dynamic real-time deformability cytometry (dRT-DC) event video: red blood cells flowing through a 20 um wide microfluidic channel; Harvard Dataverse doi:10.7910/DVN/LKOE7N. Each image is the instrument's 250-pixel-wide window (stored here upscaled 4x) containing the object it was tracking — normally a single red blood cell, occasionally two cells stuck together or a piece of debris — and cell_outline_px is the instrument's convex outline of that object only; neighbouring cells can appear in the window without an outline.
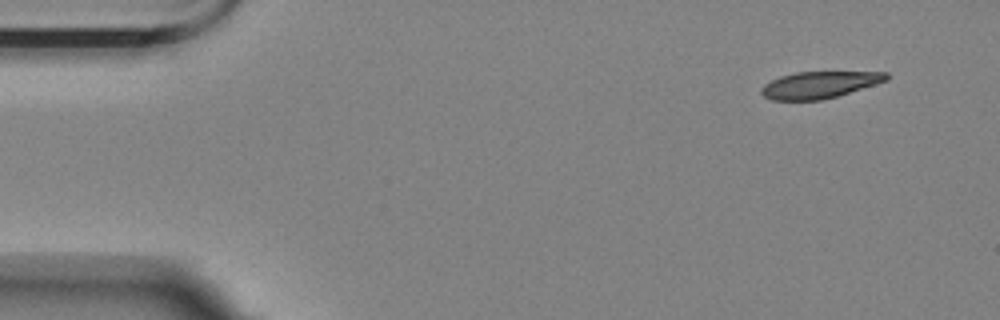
{"species": "Egyptian fruit bat (a non-hibernating species)", "species_latin": "Rousettus aegyptiacus", "temperature_condition": "room temperature", "stored_images_in_passage": 5, "camera_frame_rate_fps": 3000, "um_per_image_px": 0.085, "animal": {"sex": "female"}, "frame": {"image": 1, "passage_image": 1, "time_ms": 0.0, "image_size_px": [1000, 320], "cell_outline_px": [[888, 80], [876, 84], [836, 96], [820, 100], [772, 100], [764, 96], [760, 92], [760, 88], [764, 84], [780, 76], [796, 72], [888, 72]], "centroid_in_image_um": [69.62, 7.21], "position_along_channel_um": 15.4, "area_um2": 19.36}}
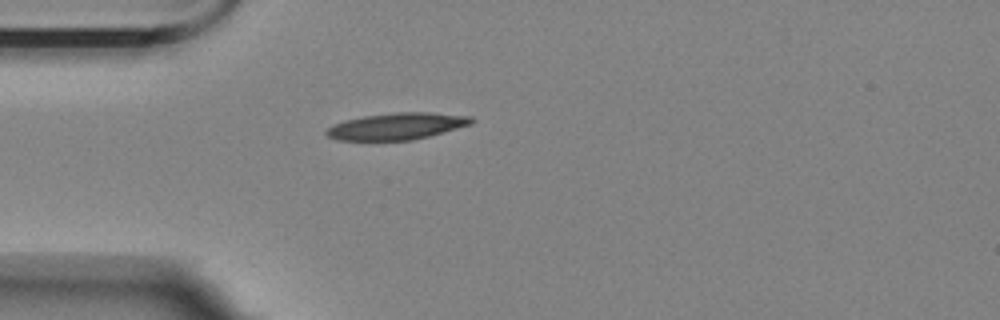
{"frame": {"image": 2, "passage_image": 4, "time_ms": 3.667, "image_size_px": [1000, 320], "cell_outline_px": [[476, 120], [472, 124], [428, 136], [412, 140], [336, 140], [328, 136], [324, 132], [332, 124], [344, 120], [364, 116], [396, 112], [432, 112], [472, 116]], "centroid_in_image_um": [33.74, 10.72], "position_along_channel_um": 51.3, "area_um2": 22.66}}